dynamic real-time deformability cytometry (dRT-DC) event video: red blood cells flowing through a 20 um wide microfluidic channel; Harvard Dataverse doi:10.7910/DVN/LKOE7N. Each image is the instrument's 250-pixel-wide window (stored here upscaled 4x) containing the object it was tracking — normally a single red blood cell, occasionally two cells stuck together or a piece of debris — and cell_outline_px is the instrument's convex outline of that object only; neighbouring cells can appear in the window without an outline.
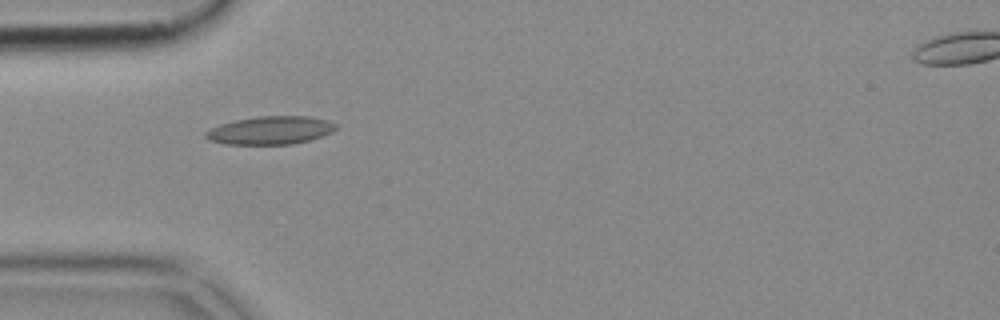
{"species": "common noctule bat (a hibernating species)", "species_latin": "Nyctalus noctula", "temperature_condition": "cold", "stored_images_in_passage": 31, "camera_frame_rate_fps": 3000, "um_per_image_px": 0.085, "animal": {"sex": "female", "body_mass_g": 18.4}, "frame": {"image": 1, "passage_image": 1, "time_ms": 0.0, "image_size_px": [1000, 320], "cell_outline_px": [[336, 128], [332, 132], [308, 140], [292, 144], [224, 144], [208, 140], [204, 136], [204, 132], [220, 124], [236, 120], [260, 116], [308, 116], [324, 120], [336, 124]], "centroid_in_image_um": [22.93, 11.08], "position_along_channel_um": 62.1, "area_um2": 21.1}}
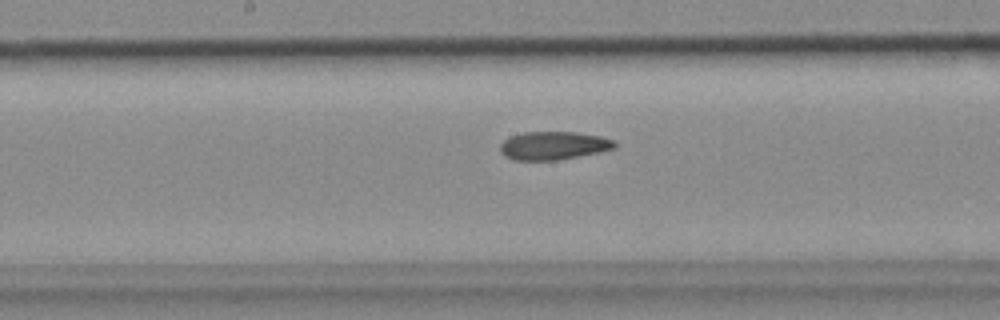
{"frame": {"image": 2, "passage_image": 12, "time_ms": 3.667, "image_size_px": [1000, 320], "cell_outline_px": [[616, 148], [600, 152], [556, 160], [512, 160], [504, 156], [500, 152], [500, 144], [508, 136], [524, 132], [576, 132], [600, 136], [616, 140]], "centroid_in_image_um": [47.03, 12.37], "position_along_channel_um": 201.2, "area_um2": 19.02}}
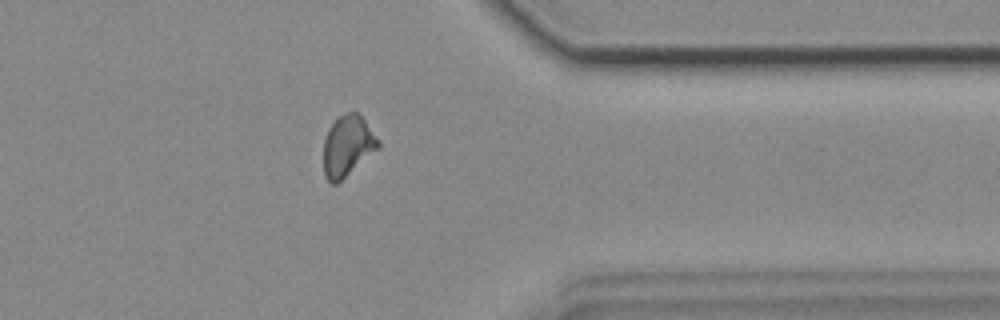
{"frame": {"image": 3, "passage_image": 27, "time_ms": 8.667, "image_size_px": [1000, 320], "cell_outline_px": [[380, 148], [336, 184], [332, 184], [324, 176], [324, 140], [328, 128], [344, 112], [356, 112], [364, 120], [380, 140]], "centroid_in_image_um": [29.55, 12.41], "position_along_channel_um": 381.8, "area_um2": 19.31}}